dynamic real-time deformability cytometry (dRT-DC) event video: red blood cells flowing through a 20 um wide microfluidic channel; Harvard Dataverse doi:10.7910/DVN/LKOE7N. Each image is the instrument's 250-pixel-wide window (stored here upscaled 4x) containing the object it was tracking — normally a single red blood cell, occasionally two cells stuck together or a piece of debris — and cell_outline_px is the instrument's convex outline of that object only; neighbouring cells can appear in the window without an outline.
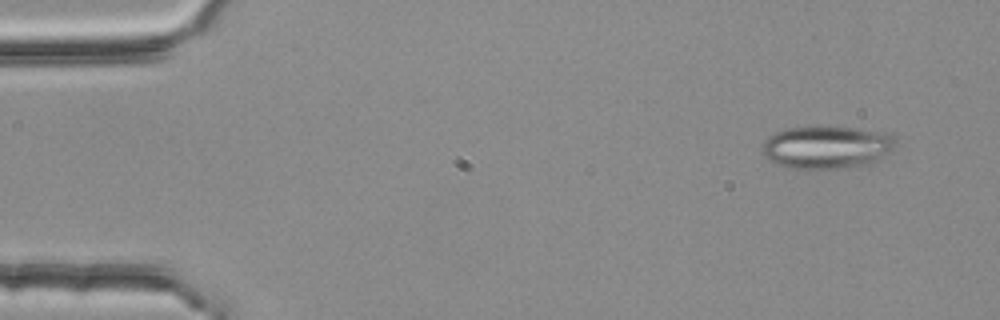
{"species": "common noctule bat (a hibernating species)", "species_latin": "Nyctalus noctula", "temperature_condition": "room temperature", "stored_images_in_passage": 3, "camera_frame_rate_fps": 3000, "um_per_image_px": 0.085, "animal": {"sex": "female", "body_mass_g": 25.1}, "frame": {"image": 1, "passage_image": 1, "time_ms": 0.0, "image_size_px": [1000, 320], "cell_outline_px": [[896, 148], [892, 152], [872, 164], [836, 168], [788, 168], [776, 164], [768, 160], [760, 152], [764, 140], [768, 136], [776, 132], [788, 128], [816, 124], [852, 128], [892, 136], [896, 144]], "centroid_in_image_um": [70.21, 12.5], "position_along_channel_um": 14.8, "area_um2": 33.7}}